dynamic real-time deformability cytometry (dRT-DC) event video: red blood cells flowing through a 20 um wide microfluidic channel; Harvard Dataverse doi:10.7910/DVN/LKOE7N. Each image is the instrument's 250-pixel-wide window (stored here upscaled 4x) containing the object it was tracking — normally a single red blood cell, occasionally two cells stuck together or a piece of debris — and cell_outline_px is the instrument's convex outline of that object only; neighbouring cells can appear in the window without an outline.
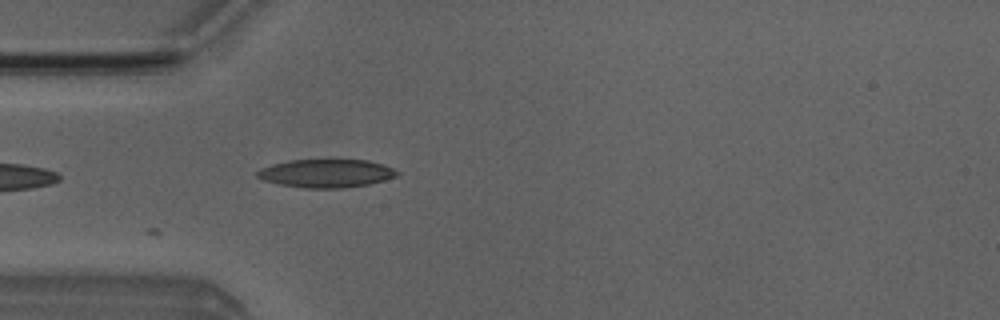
{"species": "Egyptian fruit bat (a non-hibernating species)", "species_latin": "Rousettus aegyptiacus", "temperature_condition": "room temperature", "stored_images_in_passage": 3, "camera_frame_rate_fps": 3000, "um_per_image_px": 0.085, "animal": {"sex": "male"}, "frame": {"image": 1, "passage_image": 3, "time_ms": 3.333, "image_size_px": [1000, 320], "cell_outline_px": [[400, 172], [396, 176], [384, 180], [368, 184], [344, 188], [304, 188], [280, 184], [264, 180], [256, 176], [256, 172], [260, 168], [272, 164], [288, 160], [368, 160], [384, 164]], "centroid_in_image_um": [27.72, 14.73], "position_along_channel_um": 57.3, "area_um2": 23.0}}